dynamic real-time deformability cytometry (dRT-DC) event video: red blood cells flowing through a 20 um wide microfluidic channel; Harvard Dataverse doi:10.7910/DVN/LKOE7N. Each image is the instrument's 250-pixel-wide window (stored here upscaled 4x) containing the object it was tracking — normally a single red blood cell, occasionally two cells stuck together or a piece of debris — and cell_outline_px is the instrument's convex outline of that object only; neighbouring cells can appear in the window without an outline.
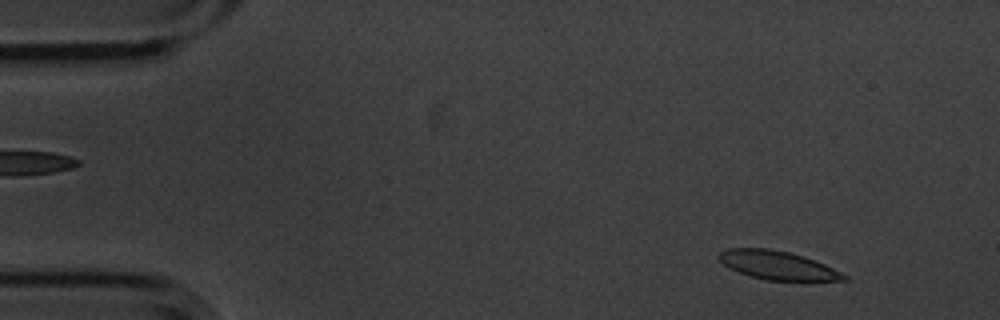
{"species": "common noctule bat (a hibernating species)", "species_latin": "Nyctalus noctula", "temperature_condition": "cold", "stored_images_in_passage": 4, "camera_frame_rate_fps": 3000, "um_per_image_px": 0.085, "animal": {"sex": "male", "body_mass_g": 20.1, "forearm_length_mm": 53.5}, "frame": {"image": 1, "passage_image": 1, "time_ms": 0.0, "image_size_px": [1000, 320], "cell_outline_px": [[848, 280], [764, 280], [728, 268], [716, 256], [720, 252], [728, 248], [768, 248], [788, 252], [804, 256], [824, 264], [848, 276]], "centroid_in_image_um": [66.06, 22.53], "position_along_channel_um": 18.9, "area_um2": 20.58}}
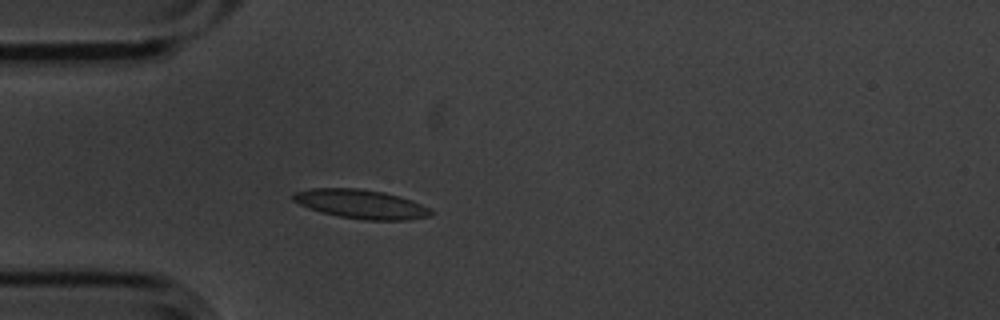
{"frame": {"image": 2, "passage_image": 4, "time_ms": 1.0, "image_size_px": [1000, 320], "cell_outline_px": [[436, 212], [432, 216], [408, 220], [364, 220], [340, 216], [320, 212], [308, 208], [292, 200], [292, 196], [296, 192], [312, 188], [356, 188], [384, 192], [412, 200], [432, 208]], "centroid_in_image_um": [30.76, 17.36], "position_along_channel_um": 54.2, "area_um2": 23.47}}